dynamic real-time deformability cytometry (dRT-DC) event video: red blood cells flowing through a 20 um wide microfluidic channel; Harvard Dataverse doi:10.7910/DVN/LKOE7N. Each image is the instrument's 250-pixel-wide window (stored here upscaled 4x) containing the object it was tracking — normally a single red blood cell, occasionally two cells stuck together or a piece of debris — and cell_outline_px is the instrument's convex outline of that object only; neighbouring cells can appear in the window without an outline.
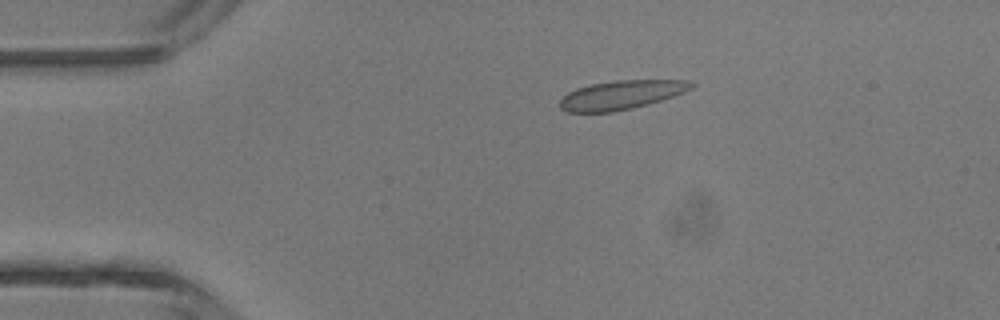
{"species": "common noctule bat (a hibernating species)", "species_latin": "Nyctalus noctula", "temperature_condition": "room temperature", "stored_images_in_passage": 3, "camera_frame_rate_fps": 3000, "um_per_image_px": 0.085, "animal": {"sex": "male", "body_mass_g": 13.3}, "frame": {"image": 1, "passage_image": 2, "time_ms": 1.333, "image_size_px": [1000, 320], "cell_outline_px": [[696, 84], [692, 88], [684, 92], [660, 100], [632, 108], [612, 112], [568, 112], [560, 108], [560, 100], [568, 92], [576, 88], [588, 84], [616, 80], [688, 80]], "centroid_in_image_um": [52.79, 8.06], "position_along_channel_um": 32.2, "area_um2": 22.08}}